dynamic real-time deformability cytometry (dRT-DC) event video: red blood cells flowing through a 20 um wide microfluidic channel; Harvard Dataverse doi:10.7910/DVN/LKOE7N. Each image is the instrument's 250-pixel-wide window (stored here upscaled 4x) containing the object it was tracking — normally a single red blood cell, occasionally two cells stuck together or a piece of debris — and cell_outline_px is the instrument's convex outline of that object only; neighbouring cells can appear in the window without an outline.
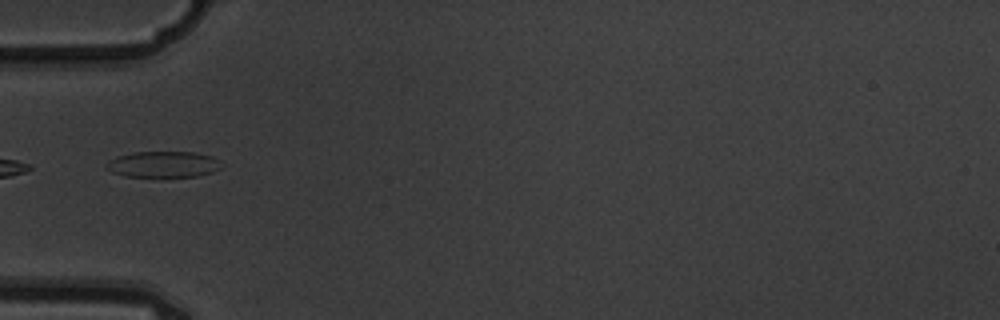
{"species": "common noctule bat (a hibernating species)", "species_latin": "Nyctalus noctula", "temperature_condition": "warm", "stored_images_in_passage": 5, "camera_frame_rate_fps": 3000, "um_per_image_px": 0.085, "animal": {"sex": "male", "body_mass_g": 19.5, "forearm_length_mm": 54.6}, "frame": {"image": 1, "passage_image": 5, "time_ms": 1.333, "image_size_px": [1000, 320], "cell_outline_px": [[220, 168], [212, 172], [200, 176], [124, 176], [112, 172], [104, 168], [104, 164], [108, 160], [116, 156], [132, 152], [196, 152], [212, 156], [220, 160]], "centroid_in_image_um": [13.84, 13.96], "position_along_channel_um": 71.2, "area_um2": 17.63}}